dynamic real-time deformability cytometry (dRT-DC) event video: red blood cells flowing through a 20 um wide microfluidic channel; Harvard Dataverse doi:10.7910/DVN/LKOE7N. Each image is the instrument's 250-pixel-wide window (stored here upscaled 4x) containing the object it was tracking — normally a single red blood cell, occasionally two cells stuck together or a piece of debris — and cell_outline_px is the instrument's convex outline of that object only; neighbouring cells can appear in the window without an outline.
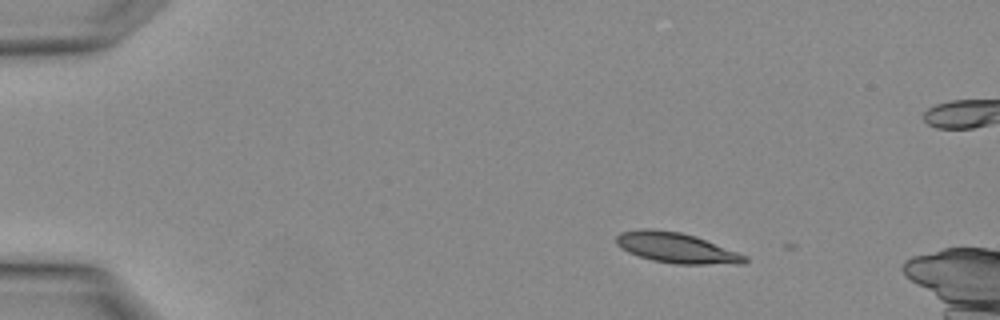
{"species": "Egyptian fruit bat (a non-hibernating species)", "species_latin": "Rousettus aegyptiacus", "temperature_condition": "warm", "stored_images_in_passage": 5, "camera_frame_rate_fps": 3000, "um_per_image_px": 0.085, "animal": {"sex": "female"}, "frame": {"image": 1, "passage_image": 2, "time_ms": 0.333, "image_size_px": [1000, 320], "cell_outline_px": [[748, 260], [744, 264], [676, 264], [652, 260], [636, 256], [620, 248], [616, 244], [616, 236], [620, 232], [640, 228], [652, 228], [680, 232], [696, 236], [748, 256]], "centroid_in_image_um": [57.47, 21.06], "position_along_channel_um": 27.5, "area_um2": 23.0}}